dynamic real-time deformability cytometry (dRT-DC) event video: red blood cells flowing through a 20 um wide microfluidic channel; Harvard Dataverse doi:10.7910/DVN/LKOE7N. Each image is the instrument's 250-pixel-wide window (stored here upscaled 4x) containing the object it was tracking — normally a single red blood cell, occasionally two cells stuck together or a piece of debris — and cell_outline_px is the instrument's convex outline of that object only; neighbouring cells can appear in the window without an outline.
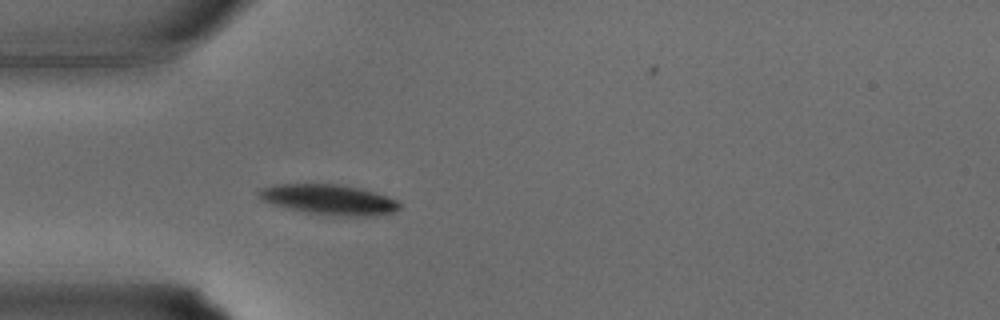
{"species": "common noctule bat (a hibernating species)", "species_latin": "Nyctalus noctula", "temperature_condition": "warm", "stored_images_in_passage": 19, "camera_frame_rate_fps": 3000, "um_per_image_px": 0.085, "animal": {"sex": "male", "body_mass_g": 15.6}, "frame": {"image": 1, "passage_image": 3, "time_ms": 0.667, "image_size_px": [1000, 320], "cell_outline_px": [[400, 208], [392, 212], [376, 216], [344, 216], [308, 212], [288, 208], [272, 204], [264, 200], [256, 192], [260, 188], [272, 184], [336, 184], [360, 188], [376, 192], [396, 200], [400, 204]], "centroid_in_image_um": [27.97, 16.95], "position_along_channel_um": 57.0, "area_um2": 24.57}}
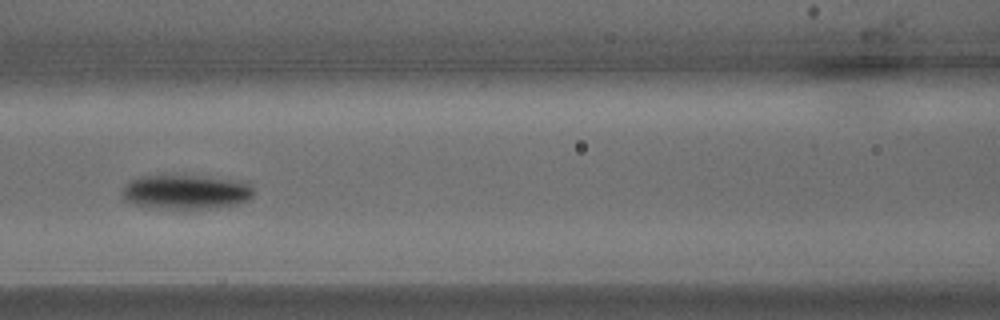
{"frame": {"image": 2, "passage_image": 8, "time_ms": 2.333, "image_size_px": [1000, 320], "cell_outline_px": [[256, 192], [248, 200], [236, 204], [212, 208], [184, 212], [148, 208], [132, 204], [124, 200], [124, 184], [128, 180], [140, 176], [208, 176], [248, 180]], "centroid_in_image_um": [15.85, 16.35], "position_along_channel_um": 150.8, "area_um2": 27.8}}
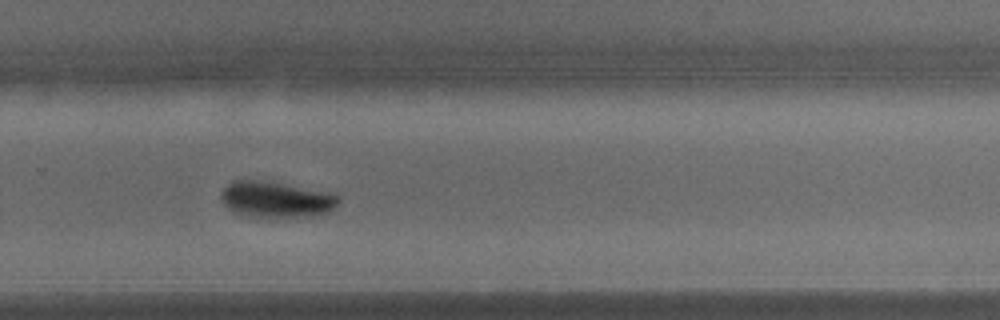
{"frame": {"image": 3, "passage_image": 16, "time_ms": 5.0, "image_size_px": [1000, 320], "cell_outline_px": [[340, 200], [336, 208], [328, 212], [312, 216], [256, 220], [232, 212], [220, 200], [220, 192], [232, 180], [256, 180], [332, 192]], "centroid_in_image_um": [23.42, 17.01], "position_along_channel_um": 306.4, "area_um2": 25.49}}